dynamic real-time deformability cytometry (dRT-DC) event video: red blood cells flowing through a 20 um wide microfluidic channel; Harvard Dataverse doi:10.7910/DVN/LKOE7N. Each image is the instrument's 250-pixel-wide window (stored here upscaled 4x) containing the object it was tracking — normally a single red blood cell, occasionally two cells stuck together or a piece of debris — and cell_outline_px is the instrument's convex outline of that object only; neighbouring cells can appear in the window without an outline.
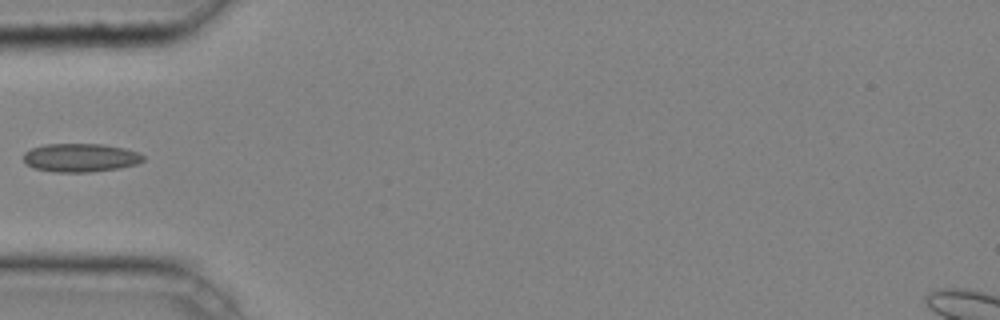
{"species": "common noctule bat (a hibernating species)", "species_latin": "Nyctalus noctula", "temperature_condition": "cold", "stored_images_in_passage": 30, "camera_frame_rate_fps": 3000, "um_per_image_px": 0.085, "animal": {"sex": "male", "body_mass_g": 20.4}, "frame": {"image": 1, "passage_image": 1, "time_ms": 0.0, "image_size_px": [1000, 320], "cell_outline_px": [[144, 160], [136, 164], [120, 168], [92, 172], [56, 172], [36, 168], [28, 164], [24, 160], [24, 152], [32, 148], [44, 144], [104, 144], [124, 148], [136, 152], [144, 156]], "centroid_in_image_um": [6.86, 13.4], "position_along_channel_um": 78.1, "area_um2": 19.77}}
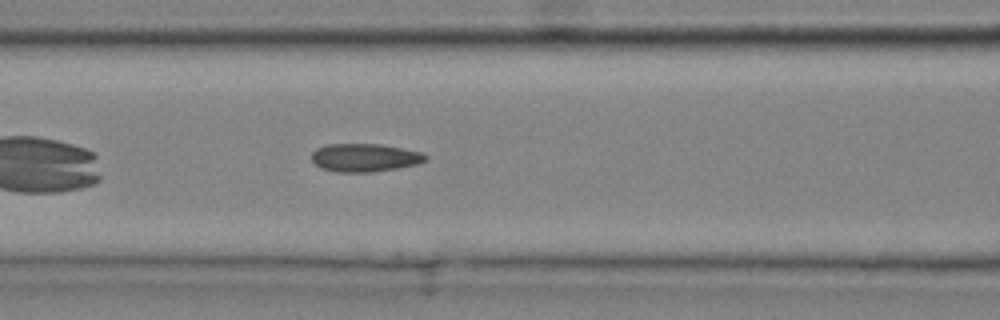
{"frame": {"image": 2, "passage_image": 5, "time_ms": 1.333, "image_size_px": [1000, 320], "cell_outline_px": [[428, 160], [416, 164], [396, 168], [372, 172], [336, 172], [320, 168], [312, 160], [312, 152], [316, 148], [328, 144], [380, 144], [424, 152], [428, 156]], "centroid_in_image_um": [31.02, 13.39], "position_along_channel_um": 135.6, "area_um2": 18.79}}
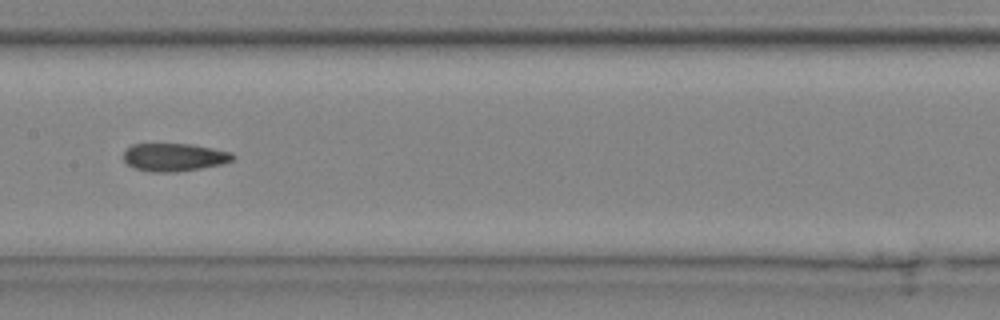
{"frame": {"image": 3, "passage_image": 9, "time_ms": 2.667, "image_size_px": [1000, 320], "cell_outline_px": [[236, 156], [232, 160], [224, 164], [176, 172], [148, 172], [132, 168], [124, 160], [124, 152], [132, 144], [192, 144], [232, 152]], "centroid_in_image_um": [14.81, 13.37], "position_along_channel_um": 192.6, "area_um2": 17.92}}